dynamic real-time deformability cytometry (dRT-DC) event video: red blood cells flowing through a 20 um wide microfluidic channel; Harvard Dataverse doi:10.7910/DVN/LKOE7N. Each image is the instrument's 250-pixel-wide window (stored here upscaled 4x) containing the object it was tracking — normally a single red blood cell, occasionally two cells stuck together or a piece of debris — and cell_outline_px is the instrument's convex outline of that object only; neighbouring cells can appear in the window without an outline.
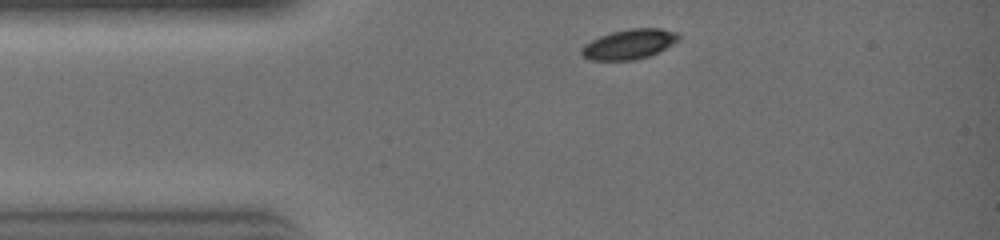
{"species": "common noctule bat (a hibernating species)", "species_latin": "Nyctalus noctula", "temperature_condition": "warm", "stored_images_in_passage": 22, "camera_frame_rate_fps": 3000, "um_per_image_px": 0.085, "animal": {"sex": "female", "body_mass_g": 19.0, "forearm_length_mm": 51.5}, "frame": {"image": 1, "passage_image": 1, "time_ms": 0.0, "image_size_px": [1000, 240], "cell_outline_px": [[680, 40], [648, 56], [632, 60], [592, 60], [584, 56], [580, 52], [580, 48], [584, 44], [600, 36], [612, 32], [628, 28], [660, 28], [680, 32]], "centroid_in_image_um": [53.49, 3.73], "position_along_channel_um": 31.5, "area_um2": 16.88}}
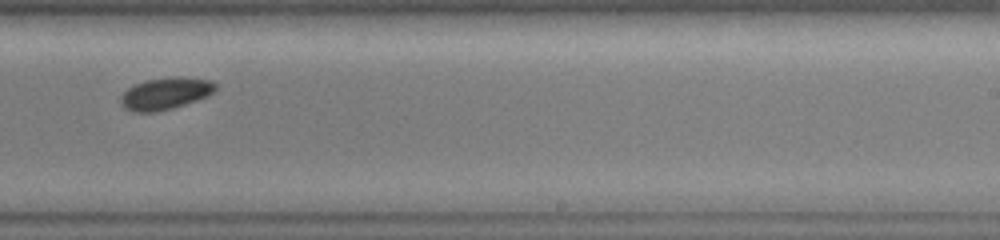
{"frame": {"image": 2, "passage_image": 14, "time_ms": 4.333, "image_size_px": [1000, 240], "cell_outline_px": [[216, 88], [208, 96], [172, 108], [156, 112], [132, 112], [124, 108], [120, 104], [120, 96], [128, 88], [136, 84], [148, 80], [172, 76], [184, 76], [212, 80], [216, 84]], "centroid_in_image_um": [14.06, 7.94], "position_along_channel_um": 274.9, "area_um2": 17.74}}
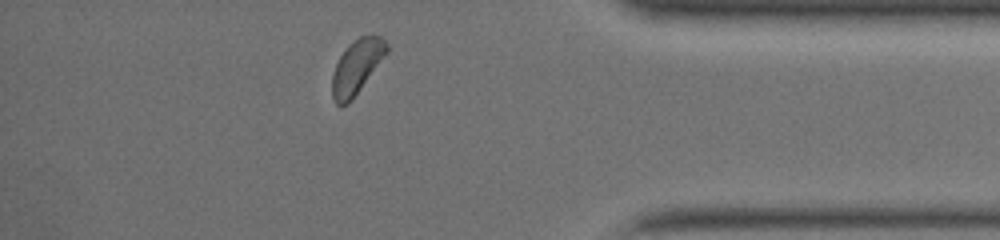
{"frame": {"image": 3, "passage_image": 21, "time_ms": 6.667, "image_size_px": [1000, 240], "cell_outline_px": [[388, 52], [348, 104], [336, 104], [332, 96], [332, 76], [336, 64], [340, 56], [348, 44], [360, 36], [372, 32], [380, 36], [388, 44]], "centroid_in_image_um": [30.34, 5.61], "position_along_channel_um": 404.9, "area_um2": 17.11}}